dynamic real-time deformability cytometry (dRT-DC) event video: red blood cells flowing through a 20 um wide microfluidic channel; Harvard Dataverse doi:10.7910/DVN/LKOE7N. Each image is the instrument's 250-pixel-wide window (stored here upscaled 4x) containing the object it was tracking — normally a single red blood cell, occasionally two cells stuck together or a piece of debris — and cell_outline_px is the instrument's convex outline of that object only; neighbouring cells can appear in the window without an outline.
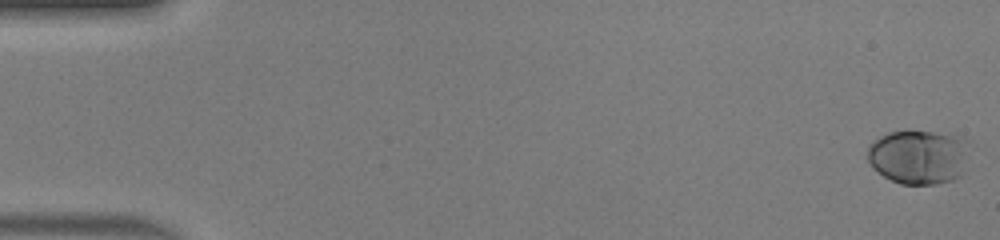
{"species": "human", "species_latin": "Homo sapiens", "temperature_condition": "warm", "stored_images_in_passage": 51, "camera_frame_rate_fps": 3000, "um_per_image_px": 0.085, "donor": {"sex": "male"}, "frame": {"image": 1, "passage_image": 1, "time_ms": 0.0, "image_size_px": [1000, 240], "cell_outline_px": [[968, 140], [960, 176], [952, 180], [936, 184], [900, 184], [884, 176], [872, 168], [868, 160], [868, 144], [872, 140], [888, 132], [932, 132], [956, 136]], "centroid_in_image_um": [78.01, 13.34], "position_along_channel_um": 7.0, "area_um2": 31.79}}
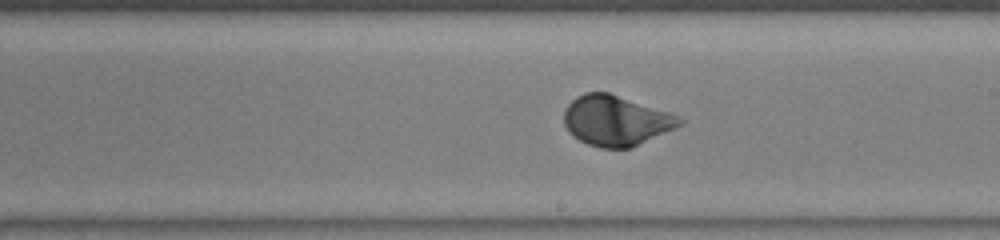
{"frame": {"image": 2, "passage_image": 30, "time_ms": 9.667, "image_size_px": [1000, 240], "cell_outline_px": [[684, 124], [676, 128], [632, 148], [600, 148], [588, 144], [572, 136], [568, 132], [564, 124], [564, 112], [568, 104], [576, 96], [584, 92], [608, 92], [672, 112], [680, 116], [684, 120]], "centroid_in_image_um": [52.39, 10.25], "position_along_channel_um": 236.6, "area_um2": 34.33}}
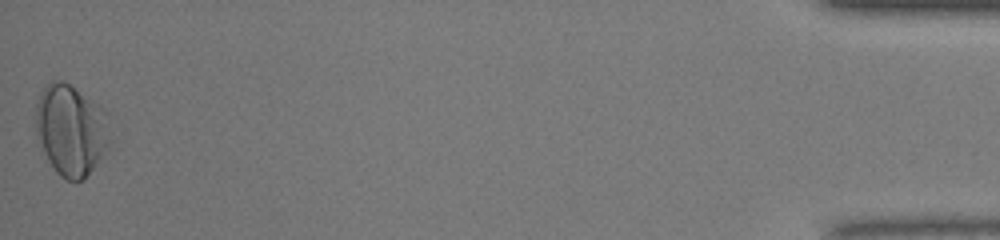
{"frame": {"image": 3, "passage_image": 51, "time_ms": 16.667, "image_size_px": [1000, 240], "cell_outline_px": [[108, 148], [84, 180], [68, 180], [60, 176], [56, 172], [48, 160], [36, 136], [36, 104], [40, 92], [52, 80], [60, 80], [68, 84], [108, 112]], "centroid_in_image_um": [6.01, 11.06], "position_along_channel_um": 429.2, "area_um2": 39.02}, "authors_computed_cell_mechanics": {"area_um2": 32.2524, "velocity_mm_per_s": 4.1041, "shape_relaxation_time_tau1_ms": 2.0391, "shape_relaxation_time_tau2_ms": null, "deformation_change_tau1": 0.1356, "deformation_change_tau2": null}}